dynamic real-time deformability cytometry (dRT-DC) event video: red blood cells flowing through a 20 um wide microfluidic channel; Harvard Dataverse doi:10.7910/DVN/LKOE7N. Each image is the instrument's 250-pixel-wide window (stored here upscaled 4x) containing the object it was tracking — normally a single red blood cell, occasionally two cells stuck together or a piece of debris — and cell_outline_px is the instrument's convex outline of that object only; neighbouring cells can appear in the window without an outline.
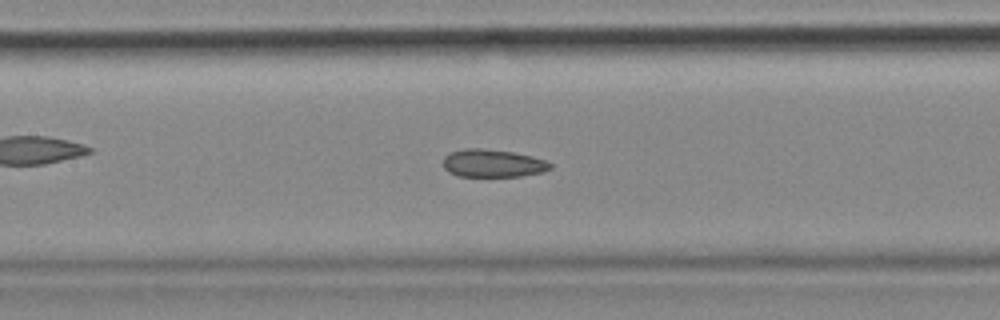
{"species": "common noctule bat (a hibernating species)", "species_latin": "Nyctalus noctula", "temperature_condition": "cold", "stored_images_in_passage": 54, "camera_frame_rate_fps": 3000, "um_per_image_px": 0.085, "animal": {"sex": "female", "body_mass_g": 18.4}, "frame": {"image": 1, "passage_image": 24, "time_ms": 7.667, "image_size_px": [1000, 320], "cell_outline_px": [[552, 168], [544, 172], [520, 176], [460, 176], [448, 172], [444, 168], [444, 156], [448, 152], [464, 148], [480, 148], [512, 152], [532, 156], [548, 160], [552, 164]], "centroid_in_image_um": [41.9, 13.87], "position_along_channel_um": 165.5, "area_um2": 17.51}}
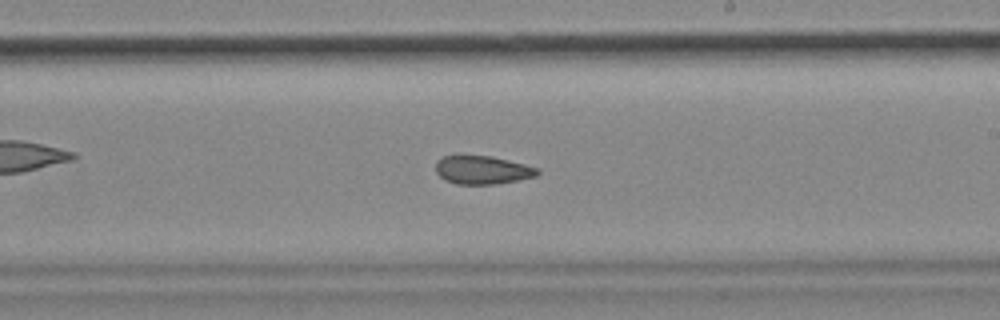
{"frame": {"image": 2, "passage_image": 31, "time_ms": 10.0, "image_size_px": [1000, 320], "cell_outline_px": [[540, 172], [536, 176], [496, 184], [456, 184], [444, 180], [436, 172], [436, 160], [444, 156], [492, 156], [540, 168]], "centroid_in_image_um": [41.0, 14.45], "position_along_channel_um": 248.0, "area_um2": 16.76}, "authors_computed_cell_mechanics": {"area_um2": 18.5538, "velocity_mm_per_s": 3.5571, "shape_relaxation_time_tau1_ms": null, "shape_relaxation_time_tau2_ms": 4.4353, "deformation_change_tau1": null, "deformation_change_tau2": 0.09}}